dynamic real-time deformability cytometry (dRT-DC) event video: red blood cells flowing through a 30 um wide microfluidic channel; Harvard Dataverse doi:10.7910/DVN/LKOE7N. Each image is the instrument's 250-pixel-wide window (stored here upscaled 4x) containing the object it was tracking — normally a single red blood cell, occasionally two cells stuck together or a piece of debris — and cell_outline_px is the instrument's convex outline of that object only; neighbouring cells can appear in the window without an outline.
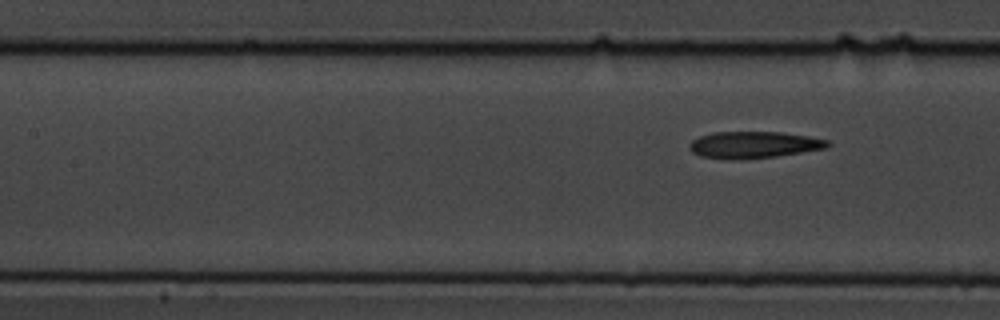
{"species": "common noctule bat (a hibernating species)", "species_latin": "Nyctalus noctula", "temperature_condition": "cold", "stored_images_in_passage": 7, "segment_of_instrument_passage": [2, 2], "camera_frame_rate_fps": 3000, "um_per_image_px": 0.085, "animal": {"sex": "male", "body_mass_g": 19.5, "forearm_length_mm": 54.6}, "frame": {"image": 1, "passage_image": 7, "time_ms": 7.667, "image_size_px": [1000, 320], "cell_outline_px": [[832, 144], [828, 148], [776, 156], [700, 156], [692, 152], [688, 148], [688, 144], [692, 140], [700, 136], [712, 132], [780, 132], [808, 136], [828, 140]], "centroid_in_image_um": [64.14, 12.25], "position_along_channel_um": 143.3, "area_um2": 20.52}}